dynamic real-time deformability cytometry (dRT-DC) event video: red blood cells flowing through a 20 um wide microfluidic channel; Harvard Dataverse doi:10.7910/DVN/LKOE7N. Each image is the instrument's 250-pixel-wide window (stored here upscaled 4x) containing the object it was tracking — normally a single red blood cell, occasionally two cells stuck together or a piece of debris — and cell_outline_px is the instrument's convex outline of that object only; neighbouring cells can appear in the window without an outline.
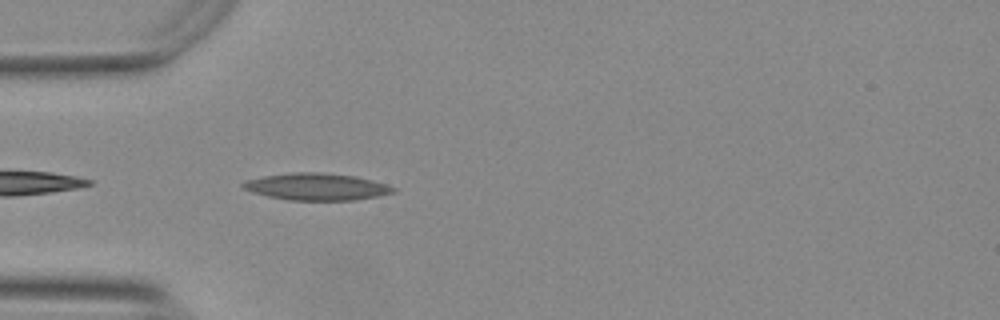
{"species": "Egyptian fruit bat (a non-hibernating species)", "species_latin": "Rousettus aegyptiacus", "temperature_condition": "warm", "stored_images_in_passage": 10, "camera_frame_rate_fps": 3000, "um_per_image_px": 0.085, "animal": {"sex": "female"}, "frame": {"image": 1, "passage_image": 2, "time_ms": 0.333, "image_size_px": [1000, 320], "cell_outline_px": [[396, 192], [356, 200], [292, 200], [268, 196], [252, 192], [244, 188], [240, 184], [244, 180], [264, 176], [292, 172], [320, 172], [352, 176], [384, 184], [396, 188]], "centroid_in_image_um": [26.86, 15.87], "position_along_channel_um": 58.1, "area_um2": 23.29}}